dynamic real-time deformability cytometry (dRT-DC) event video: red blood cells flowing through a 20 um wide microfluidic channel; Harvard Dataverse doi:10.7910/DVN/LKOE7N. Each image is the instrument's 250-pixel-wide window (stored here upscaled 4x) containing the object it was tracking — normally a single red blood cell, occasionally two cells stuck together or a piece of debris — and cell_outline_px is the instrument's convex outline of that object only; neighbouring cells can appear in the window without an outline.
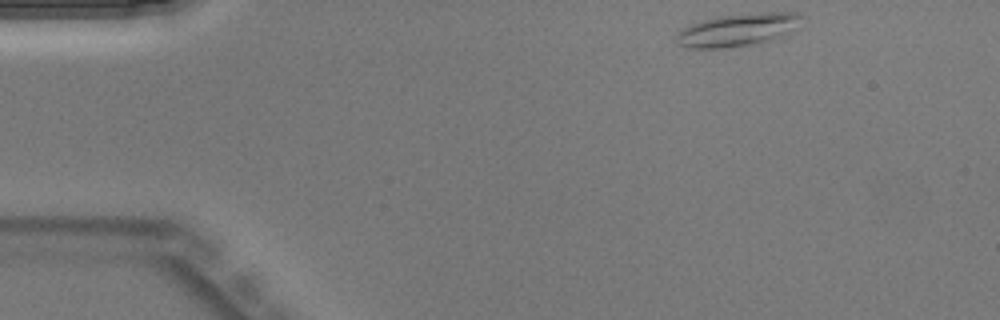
{"species": "Egyptian fruit bat (a non-hibernating species)", "species_latin": "Rousettus aegyptiacus", "temperature_condition": "warm", "stored_images_in_passage": 39, "segment_of_instrument_passage": [1, 2], "camera_frame_rate_fps": 3000, "um_per_image_px": 0.085, "animal": {"sex": "male"}, "frame": {"image": 1, "passage_image": 1, "time_ms": 0.0, "image_size_px": [1000, 320], "cell_outline_px": [[800, 16], [784, 32], [760, 44], [724, 48], [688, 48], [680, 44], [676, 40], [676, 36], [684, 28], [692, 24], [704, 20], [720, 16], [760, 12], [796, 12]], "centroid_in_image_um": [62.57, 2.55], "position_along_channel_um": 22.4, "area_um2": 22.77}}
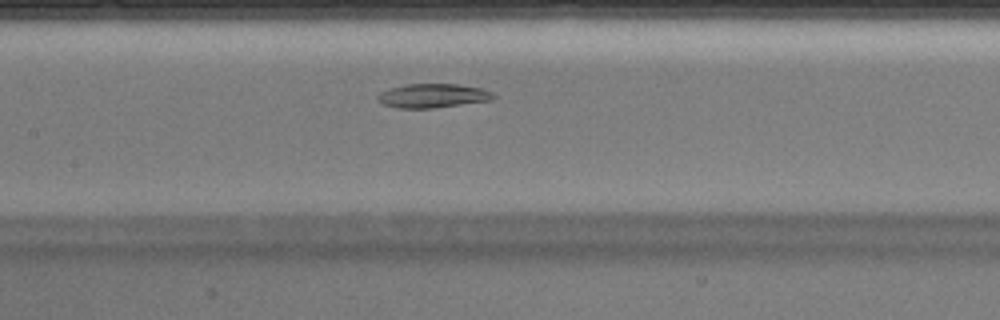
{"frame": {"image": 2, "passage_image": 16, "time_ms": 5.0, "image_size_px": [1000, 320], "cell_outline_px": [[496, 96], [492, 100], [432, 108], [396, 108], [384, 104], [376, 100], [376, 96], [380, 92], [388, 88], [408, 84], [456, 84], [480, 88], [492, 92]], "centroid_in_image_um": [36.74, 8.14], "position_along_channel_um": 170.7, "area_um2": 16.18}}
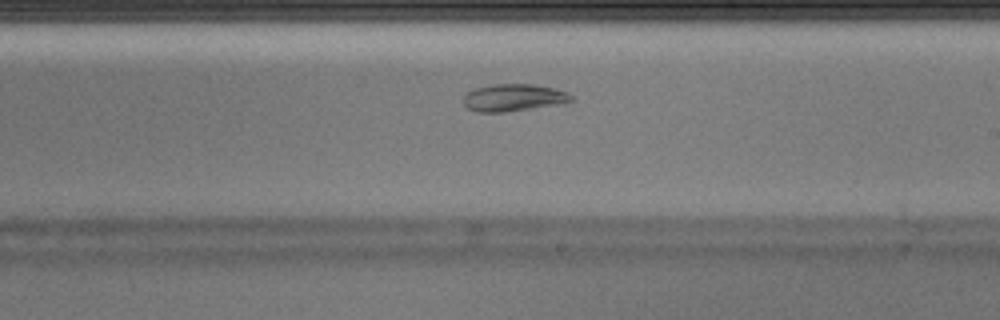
{"frame": {"image": 3, "passage_image": 21, "time_ms": 6.667, "image_size_px": [1000, 320], "cell_outline_px": [[576, 100], [556, 104], [504, 112], [476, 112], [468, 108], [464, 104], [464, 96], [468, 92], [476, 88], [492, 84], [532, 84], [556, 88], [568, 92]], "centroid_in_image_um": [43.66, 8.29], "position_along_channel_um": 245.3, "area_um2": 16.99}}